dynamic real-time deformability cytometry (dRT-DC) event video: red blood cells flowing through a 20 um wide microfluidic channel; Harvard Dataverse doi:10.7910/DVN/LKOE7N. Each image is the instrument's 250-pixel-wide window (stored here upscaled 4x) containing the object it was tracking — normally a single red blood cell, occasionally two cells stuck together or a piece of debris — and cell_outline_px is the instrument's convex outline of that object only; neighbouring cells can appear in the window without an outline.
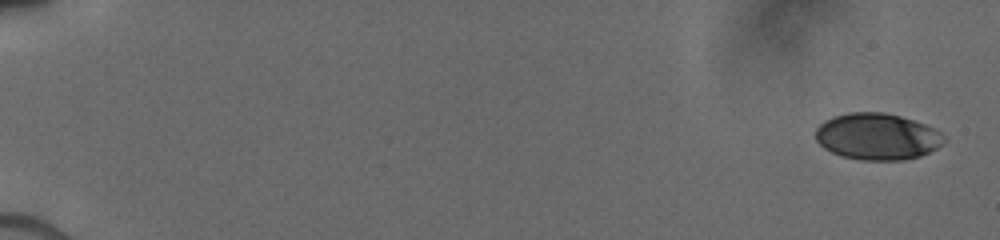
{"species": "human", "species_latin": "Homo sapiens", "temperature_condition": "cold", "stored_images_in_passage": 38, "camera_frame_rate_fps": 3000, "um_per_image_px": 0.085, "donor": {"sex": "male"}, "frame": {"image": 1, "passage_image": 1, "time_ms": 0.0, "image_size_px": [1000, 240], "cell_outline_px": [[948, 140], [936, 148], [920, 156], [904, 160], [860, 160], [844, 156], [832, 152], [824, 148], [816, 140], [816, 128], [824, 120], [832, 116], [848, 112], [884, 112], [900, 116], [924, 124], [940, 132]], "centroid_in_image_um": [74.55, 11.6], "position_along_channel_um": 10.4, "area_um2": 34.85}}
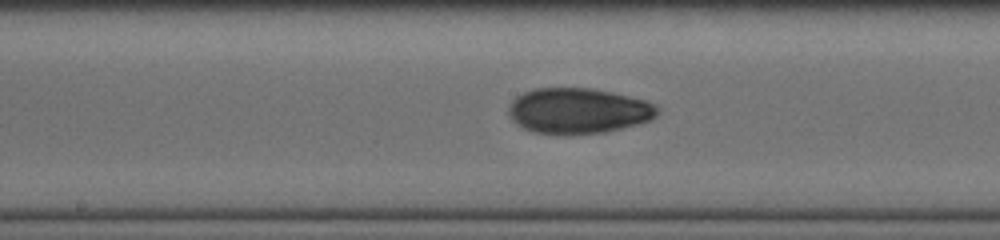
{"frame": {"image": 2, "passage_image": 17, "time_ms": 9.333, "image_size_px": [1000, 240], "cell_outline_px": [[660, 112], [656, 116], [648, 120], [636, 124], [604, 132], [572, 136], [556, 136], [532, 132], [524, 128], [508, 116], [508, 108], [512, 100], [516, 96], [524, 92], [536, 88], [592, 88], [612, 92], [648, 100], [656, 104]], "centroid_in_image_um": [49.14, 9.44], "position_along_channel_um": 199.1, "area_um2": 40.17}}
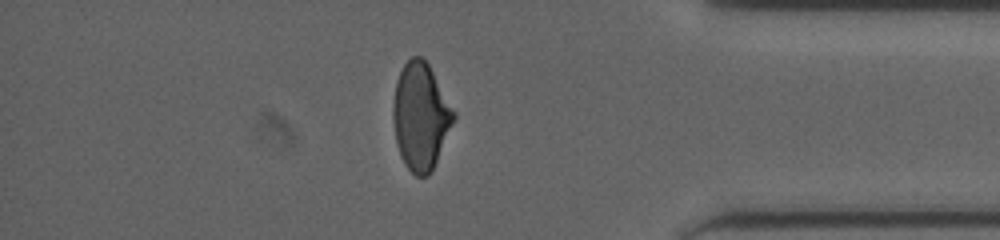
{"frame": {"image": 3, "passage_image": 33, "time_ms": 14.667, "image_size_px": [1000, 240], "cell_outline_px": [[456, 116], [436, 160], [428, 176], [416, 176], [404, 164], [400, 156], [396, 140], [392, 116], [392, 108], [396, 80], [404, 64], [412, 56], [420, 56], [428, 64], [456, 112]], "centroid_in_image_um": [35.74, 9.87], "position_along_channel_um": 399.5, "area_um2": 37.4}}